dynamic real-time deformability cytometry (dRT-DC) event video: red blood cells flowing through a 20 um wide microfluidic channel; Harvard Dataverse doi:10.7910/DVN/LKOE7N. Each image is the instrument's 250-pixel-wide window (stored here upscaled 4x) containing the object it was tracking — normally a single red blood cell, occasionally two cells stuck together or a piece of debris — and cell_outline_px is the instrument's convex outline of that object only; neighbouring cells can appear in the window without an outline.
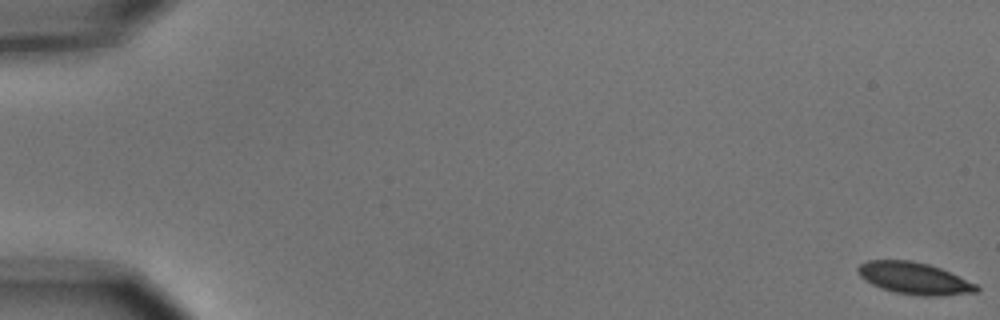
{"species": "common noctule bat (a hibernating species)", "species_latin": "Nyctalus noctula", "temperature_condition": "cold", "stored_images_in_passage": 13, "camera_frame_rate_fps": 3000, "um_per_image_px": 0.085, "animal": {"sex": "male", "body_mass_g": 15.6}, "frame": {"image": 1, "passage_image": 1, "time_ms": 0.0, "image_size_px": [1000, 320], "cell_outline_px": [[980, 288], [976, 292], [940, 296], [924, 296], [896, 292], [880, 288], [864, 280], [856, 272], [856, 268], [860, 264], [868, 260], [912, 260], [928, 264], [940, 268], [976, 284]], "centroid_in_image_um": [77.67, 23.65], "position_along_channel_um": 7.3, "area_um2": 21.96}}